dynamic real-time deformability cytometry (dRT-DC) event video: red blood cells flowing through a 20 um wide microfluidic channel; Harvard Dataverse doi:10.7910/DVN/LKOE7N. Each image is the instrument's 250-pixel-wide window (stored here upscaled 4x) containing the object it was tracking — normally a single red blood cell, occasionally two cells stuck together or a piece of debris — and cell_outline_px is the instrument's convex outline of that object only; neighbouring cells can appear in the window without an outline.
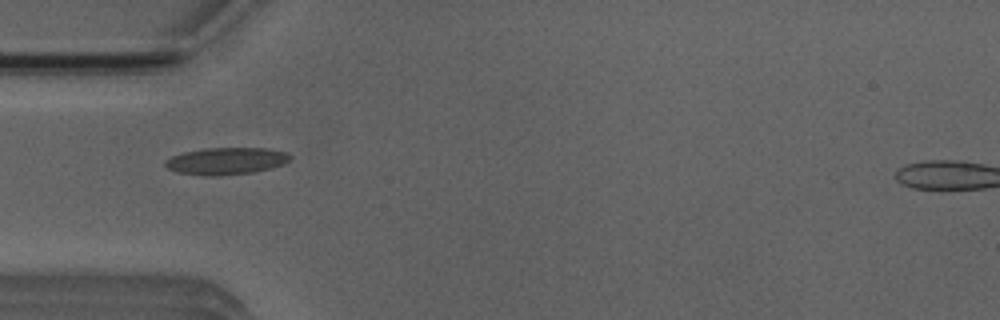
{"species": "Egyptian fruit bat (a non-hibernating species)", "species_latin": "Rousettus aegyptiacus", "temperature_condition": "room temperature", "stored_images_in_passage": 7, "camera_frame_rate_fps": 3000, "um_per_image_px": 0.085, "animal": {"sex": "male"}, "frame": {"image": 1, "passage_image": 4, "time_ms": 4.333, "image_size_px": [1000, 320], "cell_outline_px": [[292, 156], [284, 164], [272, 168], [252, 172], [220, 176], [212, 176], [176, 172], [168, 168], [164, 164], [164, 160], [172, 156], [184, 152], [204, 148], [268, 148], [288, 152]], "centroid_in_image_um": [19.24, 13.68], "position_along_channel_um": 65.8, "area_um2": 19.77}}
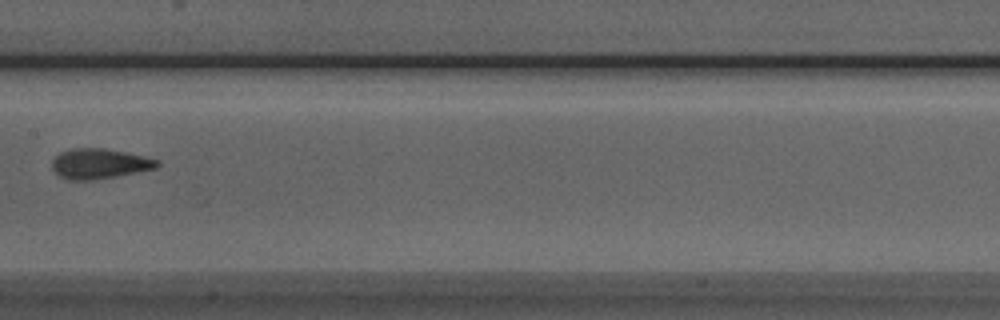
{"frame": {"image": 2, "passage_image": 7, "time_ms": 7.667, "image_size_px": [1000, 320], "cell_outline_px": [[160, 164], [156, 168], [116, 176], [92, 180], [68, 180], [60, 176], [52, 168], [52, 160], [60, 152], [72, 148], [104, 148], [144, 156], [160, 160]], "centroid_in_image_um": [8.45, 13.91], "position_along_channel_um": 199.0, "area_um2": 18.38}}